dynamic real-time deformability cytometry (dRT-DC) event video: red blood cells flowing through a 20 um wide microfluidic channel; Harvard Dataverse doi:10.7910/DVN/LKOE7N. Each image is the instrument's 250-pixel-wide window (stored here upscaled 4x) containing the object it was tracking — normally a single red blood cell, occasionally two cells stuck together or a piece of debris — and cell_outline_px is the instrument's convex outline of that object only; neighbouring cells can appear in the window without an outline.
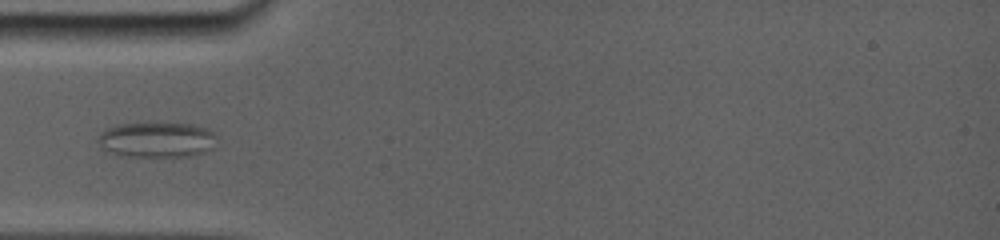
{"species": "common noctule bat (a hibernating species)", "species_latin": "Nyctalus noctula", "temperature_condition": "room temperature", "stored_images_in_passage": 2, "camera_frame_rate_fps": 5000, "um_per_image_px": 0.085, "animal": {"sex": "female", "body_mass_g": 19.0, "forearm_length_mm": 56.7}, "frame": {"image": 1, "passage_image": 1, "time_ms": 0.0, "image_size_px": [1000, 240], "cell_outline_px": [[208, 132], [200, 152], [188, 156], [128, 156], [112, 152], [104, 148], [100, 140], [100, 136], [104, 132], [112, 128], [124, 124], [184, 124], [200, 128]], "centroid_in_image_um": [13.11, 11.89], "position_along_channel_um": 71.9, "area_um2": 21.68}}